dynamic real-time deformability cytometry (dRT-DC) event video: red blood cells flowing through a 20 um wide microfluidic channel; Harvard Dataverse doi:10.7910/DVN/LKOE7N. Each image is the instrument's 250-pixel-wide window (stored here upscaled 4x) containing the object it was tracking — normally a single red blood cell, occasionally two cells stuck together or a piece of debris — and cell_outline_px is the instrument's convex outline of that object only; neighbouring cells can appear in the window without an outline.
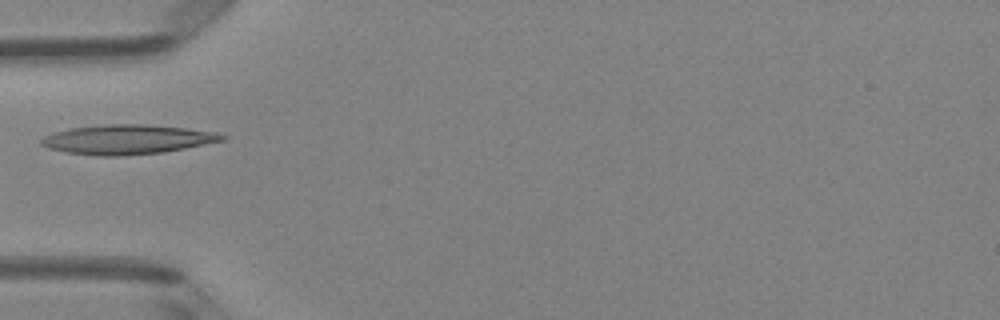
{"species": "Egyptian fruit bat (a non-hibernating species)", "species_latin": "Rousettus aegyptiacus", "temperature_condition": "room temperature", "stored_images_in_passage": 5, "camera_frame_rate_fps": 3000, "um_per_image_px": 0.085, "animal": {"sex": "female"}, "frame": {"image": 1, "passage_image": 5, "time_ms": 4.667, "image_size_px": [1000, 320], "cell_outline_px": [[228, 140], [164, 152], [120, 156], [96, 156], [68, 152], [48, 148], [40, 144], [40, 140], [44, 136], [56, 132], [72, 128], [108, 124], [144, 124], [184, 128], [216, 132], [228, 136]], "centroid_in_image_um": [10.87, 11.86], "position_along_channel_um": 74.1, "area_um2": 31.04}}